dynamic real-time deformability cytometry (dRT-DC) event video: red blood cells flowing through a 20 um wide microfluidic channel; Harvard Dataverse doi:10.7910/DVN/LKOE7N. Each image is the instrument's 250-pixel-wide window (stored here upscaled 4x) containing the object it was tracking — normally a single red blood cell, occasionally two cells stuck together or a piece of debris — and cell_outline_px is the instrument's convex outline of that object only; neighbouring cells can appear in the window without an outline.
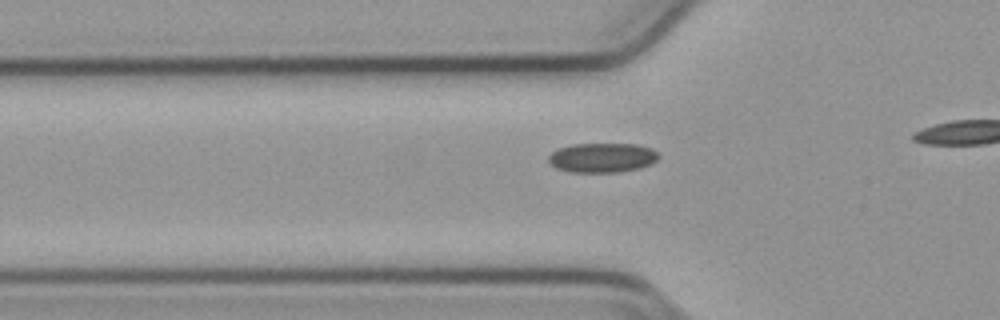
{"species": "common noctule bat (a hibernating species)", "species_latin": "Nyctalus noctula", "temperature_condition": "cold", "stored_images_in_passage": 16, "camera_frame_rate_fps": 3000, "um_per_image_px": 0.085, "animal": {"sex": "male", "body_mass_g": 23.1, "forearm_length_mm": 52.7}, "frame": {"image": 1, "passage_image": 10, "time_ms": 3.0, "image_size_px": [1000, 320], "cell_outline_px": [[660, 156], [652, 164], [640, 168], [620, 172], [568, 172], [556, 168], [548, 160], [548, 156], [552, 152], [560, 148], [572, 144], [636, 144], [652, 148]], "centroid_in_image_um": [51.21, 13.41], "position_along_channel_um": 74.6, "area_um2": 19.02}}
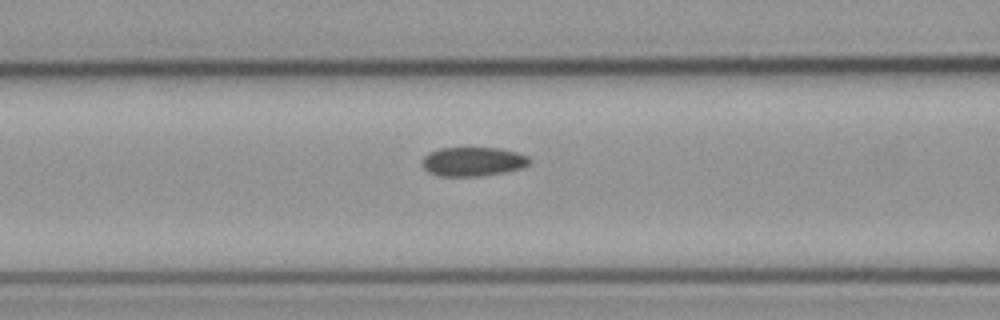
{"frame": {"image": 2, "passage_image": 14, "time_ms": 4.333, "image_size_px": [1000, 320], "cell_outline_px": [[532, 160], [524, 168], [504, 172], [480, 176], [440, 176], [428, 172], [424, 168], [424, 156], [428, 152], [440, 148], [500, 148], [516, 152], [528, 156]], "centroid_in_image_um": [40.23, 13.73], "position_along_channel_um": 126.4, "area_um2": 18.21}}